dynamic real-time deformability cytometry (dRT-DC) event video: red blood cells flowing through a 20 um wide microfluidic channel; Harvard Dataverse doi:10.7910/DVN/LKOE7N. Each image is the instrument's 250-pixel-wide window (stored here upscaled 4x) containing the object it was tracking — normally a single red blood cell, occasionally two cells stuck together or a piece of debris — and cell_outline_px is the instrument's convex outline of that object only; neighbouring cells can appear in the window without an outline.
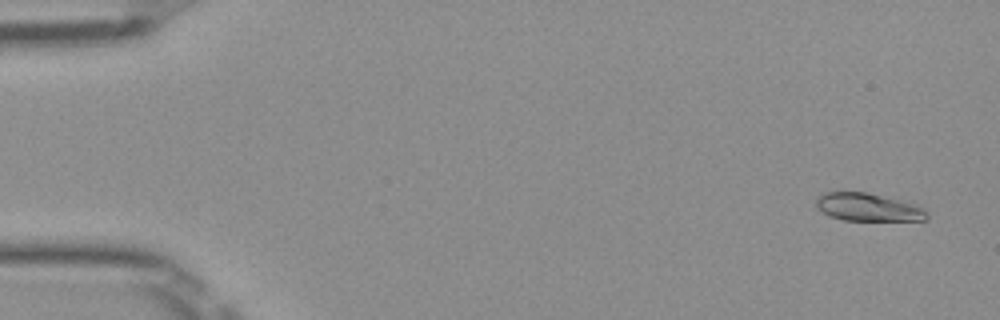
{"species": "Egyptian fruit bat (a non-hibernating species)", "species_latin": "Rousettus aegyptiacus", "temperature_condition": "room temperature", "stored_images_in_passage": 51, "camera_frame_rate_fps": 3000, "um_per_image_px": 0.085, "frame": {"image": 1, "passage_image": 3, "time_ms": 0.667, "image_size_px": [1000, 320], "cell_outline_px": [[928, 216], [924, 220], [844, 220], [828, 216], [816, 208], [816, 200], [824, 192], [868, 192], [916, 204], [924, 208]], "centroid_in_image_um": [73.77, 17.61], "position_along_channel_um": 11.2, "area_um2": 17.98}}
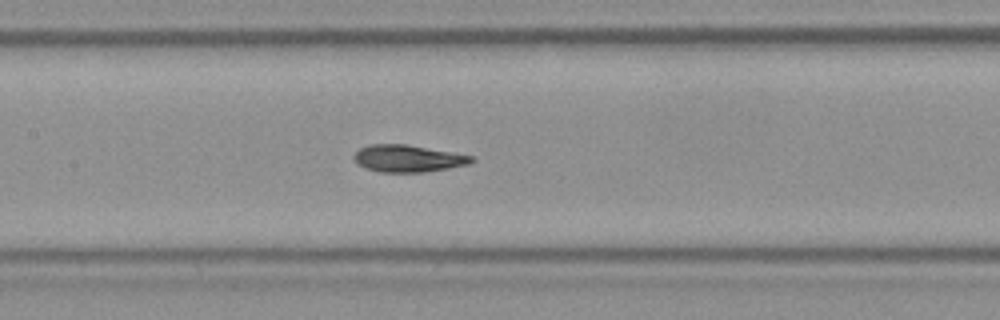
{"frame": {"image": 2, "passage_image": 25, "time_ms": 8.0, "image_size_px": [1000, 320], "cell_outline_px": [[476, 160], [468, 164], [448, 168], [424, 172], [380, 172], [364, 168], [356, 164], [352, 156], [360, 148], [372, 144], [404, 144], [476, 156]], "centroid_in_image_um": [34.67, 13.47], "position_along_channel_um": 172.7, "area_um2": 18.61}}
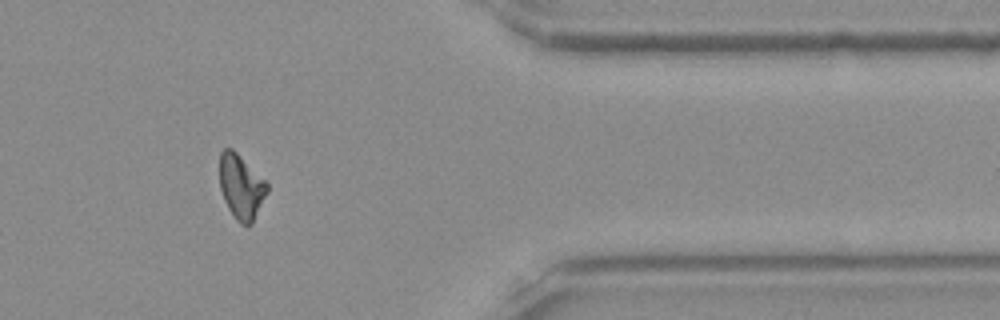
{"frame": {"image": 3, "passage_image": 43, "time_ms": 14.0, "image_size_px": [1000, 320], "cell_outline_px": [[268, 192], [252, 224], [240, 224], [236, 220], [228, 208], [224, 200], [220, 188], [220, 152], [224, 148], [232, 148], [268, 184]], "centroid_in_image_um": [20.49, 15.89], "position_along_channel_um": 390.9, "area_um2": 17.69}, "authors_computed_cell_mechanics": {"area_um2": 18.4382, "velocity_mm_per_s": 3.9907, "shape_relaxation_time_tau1_ms": 3.3434, "shape_relaxation_time_tau2_ms": 3.1864, "deformation_change_tau1": 0.145, "deformation_change_tau2": 0.0796}}